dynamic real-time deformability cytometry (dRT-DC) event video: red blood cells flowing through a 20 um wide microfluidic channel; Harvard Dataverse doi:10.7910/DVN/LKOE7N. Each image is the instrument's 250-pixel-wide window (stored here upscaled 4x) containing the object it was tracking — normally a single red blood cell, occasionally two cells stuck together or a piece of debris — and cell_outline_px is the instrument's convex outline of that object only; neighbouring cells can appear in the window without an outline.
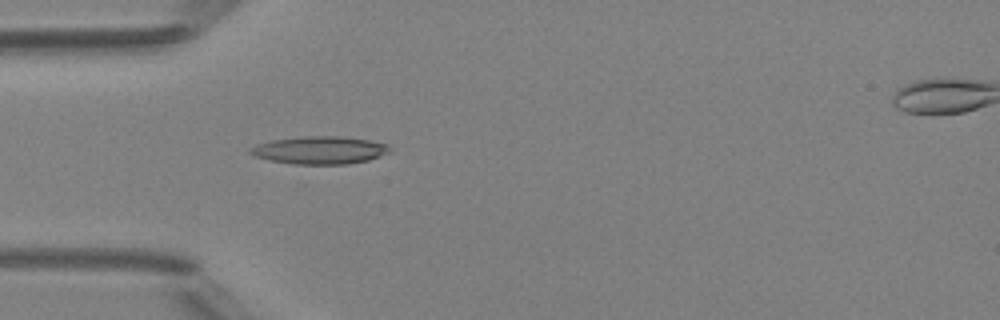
{"species": "Egyptian fruit bat (a non-hibernating species)", "species_latin": "Rousettus aegyptiacus", "temperature_condition": "room temperature", "stored_images_in_passage": 6, "camera_frame_rate_fps": 3000, "um_per_image_px": 0.085, "animal": {"sex": "female"}, "frame": {"image": 1, "passage_image": 5, "time_ms": 4.333, "image_size_px": [1000, 320], "cell_outline_px": [[392, 152], [368, 160], [348, 164], [292, 164], [268, 160], [252, 156], [248, 152], [248, 148], [256, 144], [272, 140], [304, 136], [340, 136], [368, 140], [388, 144]], "centroid_in_image_um": [27.14, 12.77], "position_along_channel_um": 57.9, "area_um2": 22.77}}